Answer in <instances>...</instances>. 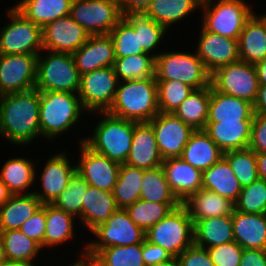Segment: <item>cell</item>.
Here are the masks:
<instances>
[{
    "label": "cell",
    "mask_w": 266,
    "mask_h": 266,
    "mask_svg": "<svg viewBox=\"0 0 266 266\" xmlns=\"http://www.w3.org/2000/svg\"><path fill=\"white\" fill-rule=\"evenodd\" d=\"M40 92L35 88L0 96V134L16 145L41 136Z\"/></svg>",
    "instance_id": "cell-1"
},
{
    "label": "cell",
    "mask_w": 266,
    "mask_h": 266,
    "mask_svg": "<svg viewBox=\"0 0 266 266\" xmlns=\"http://www.w3.org/2000/svg\"><path fill=\"white\" fill-rule=\"evenodd\" d=\"M238 49L240 60L250 64L266 58L265 15L253 13L247 19L238 37Z\"/></svg>",
    "instance_id": "cell-25"
},
{
    "label": "cell",
    "mask_w": 266,
    "mask_h": 266,
    "mask_svg": "<svg viewBox=\"0 0 266 266\" xmlns=\"http://www.w3.org/2000/svg\"><path fill=\"white\" fill-rule=\"evenodd\" d=\"M7 14L11 20L0 31V54L38 55L43 50L42 28L28 20L14 6Z\"/></svg>",
    "instance_id": "cell-9"
},
{
    "label": "cell",
    "mask_w": 266,
    "mask_h": 266,
    "mask_svg": "<svg viewBox=\"0 0 266 266\" xmlns=\"http://www.w3.org/2000/svg\"><path fill=\"white\" fill-rule=\"evenodd\" d=\"M92 233L98 238L86 244L88 256H95L101 249L108 246H126L143 243L145 231L138 227L129 217L125 209H118Z\"/></svg>",
    "instance_id": "cell-10"
},
{
    "label": "cell",
    "mask_w": 266,
    "mask_h": 266,
    "mask_svg": "<svg viewBox=\"0 0 266 266\" xmlns=\"http://www.w3.org/2000/svg\"><path fill=\"white\" fill-rule=\"evenodd\" d=\"M152 0H120V9L123 15L129 13H143Z\"/></svg>",
    "instance_id": "cell-56"
},
{
    "label": "cell",
    "mask_w": 266,
    "mask_h": 266,
    "mask_svg": "<svg viewBox=\"0 0 266 266\" xmlns=\"http://www.w3.org/2000/svg\"><path fill=\"white\" fill-rule=\"evenodd\" d=\"M162 163L163 158L159 152L152 126L148 122L137 123L125 164L148 170L159 167Z\"/></svg>",
    "instance_id": "cell-21"
},
{
    "label": "cell",
    "mask_w": 266,
    "mask_h": 266,
    "mask_svg": "<svg viewBox=\"0 0 266 266\" xmlns=\"http://www.w3.org/2000/svg\"><path fill=\"white\" fill-rule=\"evenodd\" d=\"M49 53L44 58L41 53L38 54L35 89L38 92L78 93L80 74L73 55L52 51Z\"/></svg>",
    "instance_id": "cell-5"
},
{
    "label": "cell",
    "mask_w": 266,
    "mask_h": 266,
    "mask_svg": "<svg viewBox=\"0 0 266 266\" xmlns=\"http://www.w3.org/2000/svg\"><path fill=\"white\" fill-rule=\"evenodd\" d=\"M253 104L216 91L211 86L207 122L253 121Z\"/></svg>",
    "instance_id": "cell-26"
},
{
    "label": "cell",
    "mask_w": 266,
    "mask_h": 266,
    "mask_svg": "<svg viewBox=\"0 0 266 266\" xmlns=\"http://www.w3.org/2000/svg\"><path fill=\"white\" fill-rule=\"evenodd\" d=\"M119 80L113 67L80 75L78 97L88 112H107L114 100Z\"/></svg>",
    "instance_id": "cell-13"
},
{
    "label": "cell",
    "mask_w": 266,
    "mask_h": 266,
    "mask_svg": "<svg viewBox=\"0 0 266 266\" xmlns=\"http://www.w3.org/2000/svg\"><path fill=\"white\" fill-rule=\"evenodd\" d=\"M35 164L26 158L7 160L0 172V179L8 187L12 195H20L35 180Z\"/></svg>",
    "instance_id": "cell-39"
},
{
    "label": "cell",
    "mask_w": 266,
    "mask_h": 266,
    "mask_svg": "<svg viewBox=\"0 0 266 266\" xmlns=\"http://www.w3.org/2000/svg\"><path fill=\"white\" fill-rule=\"evenodd\" d=\"M234 209L243 213L266 214V181L258 179L242 187Z\"/></svg>",
    "instance_id": "cell-49"
},
{
    "label": "cell",
    "mask_w": 266,
    "mask_h": 266,
    "mask_svg": "<svg viewBox=\"0 0 266 266\" xmlns=\"http://www.w3.org/2000/svg\"><path fill=\"white\" fill-rule=\"evenodd\" d=\"M148 123L154 130L158 149L163 160L181 157L185 145L195 131L174 113L159 112Z\"/></svg>",
    "instance_id": "cell-15"
},
{
    "label": "cell",
    "mask_w": 266,
    "mask_h": 266,
    "mask_svg": "<svg viewBox=\"0 0 266 266\" xmlns=\"http://www.w3.org/2000/svg\"><path fill=\"white\" fill-rule=\"evenodd\" d=\"M80 143L81 157L76 164V173L90 186L112 192L121 164L93 151L83 141Z\"/></svg>",
    "instance_id": "cell-16"
},
{
    "label": "cell",
    "mask_w": 266,
    "mask_h": 266,
    "mask_svg": "<svg viewBox=\"0 0 266 266\" xmlns=\"http://www.w3.org/2000/svg\"><path fill=\"white\" fill-rule=\"evenodd\" d=\"M233 236L243 249L266 250V214L233 210Z\"/></svg>",
    "instance_id": "cell-23"
},
{
    "label": "cell",
    "mask_w": 266,
    "mask_h": 266,
    "mask_svg": "<svg viewBox=\"0 0 266 266\" xmlns=\"http://www.w3.org/2000/svg\"><path fill=\"white\" fill-rule=\"evenodd\" d=\"M211 84L194 90L176 109L174 114L194 130H204L209 111Z\"/></svg>",
    "instance_id": "cell-35"
},
{
    "label": "cell",
    "mask_w": 266,
    "mask_h": 266,
    "mask_svg": "<svg viewBox=\"0 0 266 266\" xmlns=\"http://www.w3.org/2000/svg\"><path fill=\"white\" fill-rule=\"evenodd\" d=\"M118 209L112 192L89 185L84 194L82 214L79 218L92 232Z\"/></svg>",
    "instance_id": "cell-27"
},
{
    "label": "cell",
    "mask_w": 266,
    "mask_h": 266,
    "mask_svg": "<svg viewBox=\"0 0 266 266\" xmlns=\"http://www.w3.org/2000/svg\"><path fill=\"white\" fill-rule=\"evenodd\" d=\"M156 80H176L194 90L210 85L211 74L198 55L189 52H165L155 54Z\"/></svg>",
    "instance_id": "cell-7"
},
{
    "label": "cell",
    "mask_w": 266,
    "mask_h": 266,
    "mask_svg": "<svg viewBox=\"0 0 266 266\" xmlns=\"http://www.w3.org/2000/svg\"><path fill=\"white\" fill-rule=\"evenodd\" d=\"M114 45L115 58H122L137 54H148L139 48L138 32L123 17L109 34Z\"/></svg>",
    "instance_id": "cell-47"
},
{
    "label": "cell",
    "mask_w": 266,
    "mask_h": 266,
    "mask_svg": "<svg viewBox=\"0 0 266 266\" xmlns=\"http://www.w3.org/2000/svg\"><path fill=\"white\" fill-rule=\"evenodd\" d=\"M144 169L121 164L113 188V197L119 209H125L140 199Z\"/></svg>",
    "instance_id": "cell-37"
},
{
    "label": "cell",
    "mask_w": 266,
    "mask_h": 266,
    "mask_svg": "<svg viewBox=\"0 0 266 266\" xmlns=\"http://www.w3.org/2000/svg\"><path fill=\"white\" fill-rule=\"evenodd\" d=\"M42 205L33 192L12 195L0 208V231L19 230Z\"/></svg>",
    "instance_id": "cell-31"
},
{
    "label": "cell",
    "mask_w": 266,
    "mask_h": 266,
    "mask_svg": "<svg viewBox=\"0 0 266 266\" xmlns=\"http://www.w3.org/2000/svg\"><path fill=\"white\" fill-rule=\"evenodd\" d=\"M200 8L204 10L202 27L206 31L236 40L254 13L244 0H202Z\"/></svg>",
    "instance_id": "cell-8"
},
{
    "label": "cell",
    "mask_w": 266,
    "mask_h": 266,
    "mask_svg": "<svg viewBox=\"0 0 266 266\" xmlns=\"http://www.w3.org/2000/svg\"><path fill=\"white\" fill-rule=\"evenodd\" d=\"M140 199L157 203H181L170 189L162 166L144 170Z\"/></svg>",
    "instance_id": "cell-42"
},
{
    "label": "cell",
    "mask_w": 266,
    "mask_h": 266,
    "mask_svg": "<svg viewBox=\"0 0 266 266\" xmlns=\"http://www.w3.org/2000/svg\"><path fill=\"white\" fill-rule=\"evenodd\" d=\"M176 261L178 266H215L211 261L207 248L195 244L176 257Z\"/></svg>",
    "instance_id": "cell-52"
},
{
    "label": "cell",
    "mask_w": 266,
    "mask_h": 266,
    "mask_svg": "<svg viewBox=\"0 0 266 266\" xmlns=\"http://www.w3.org/2000/svg\"><path fill=\"white\" fill-rule=\"evenodd\" d=\"M73 0H21L14 5L28 20L43 28L57 18L70 15Z\"/></svg>",
    "instance_id": "cell-33"
},
{
    "label": "cell",
    "mask_w": 266,
    "mask_h": 266,
    "mask_svg": "<svg viewBox=\"0 0 266 266\" xmlns=\"http://www.w3.org/2000/svg\"><path fill=\"white\" fill-rule=\"evenodd\" d=\"M107 112L138 123L149 122L159 113L156 78L119 81Z\"/></svg>",
    "instance_id": "cell-2"
},
{
    "label": "cell",
    "mask_w": 266,
    "mask_h": 266,
    "mask_svg": "<svg viewBox=\"0 0 266 266\" xmlns=\"http://www.w3.org/2000/svg\"><path fill=\"white\" fill-rule=\"evenodd\" d=\"M8 261L5 256L4 243L0 235V266H6Z\"/></svg>",
    "instance_id": "cell-62"
},
{
    "label": "cell",
    "mask_w": 266,
    "mask_h": 266,
    "mask_svg": "<svg viewBox=\"0 0 266 266\" xmlns=\"http://www.w3.org/2000/svg\"><path fill=\"white\" fill-rule=\"evenodd\" d=\"M193 224L201 219L232 215L234 203L212 191L201 188L183 203Z\"/></svg>",
    "instance_id": "cell-28"
},
{
    "label": "cell",
    "mask_w": 266,
    "mask_h": 266,
    "mask_svg": "<svg viewBox=\"0 0 266 266\" xmlns=\"http://www.w3.org/2000/svg\"><path fill=\"white\" fill-rule=\"evenodd\" d=\"M6 266H30L27 264H7Z\"/></svg>",
    "instance_id": "cell-65"
},
{
    "label": "cell",
    "mask_w": 266,
    "mask_h": 266,
    "mask_svg": "<svg viewBox=\"0 0 266 266\" xmlns=\"http://www.w3.org/2000/svg\"><path fill=\"white\" fill-rule=\"evenodd\" d=\"M80 75L104 67H112L115 61L114 45L109 34L90 35L73 54Z\"/></svg>",
    "instance_id": "cell-20"
},
{
    "label": "cell",
    "mask_w": 266,
    "mask_h": 266,
    "mask_svg": "<svg viewBox=\"0 0 266 266\" xmlns=\"http://www.w3.org/2000/svg\"><path fill=\"white\" fill-rule=\"evenodd\" d=\"M252 122H207L204 131L223 152L241 150L249 146Z\"/></svg>",
    "instance_id": "cell-24"
},
{
    "label": "cell",
    "mask_w": 266,
    "mask_h": 266,
    "mask_svg": "<svg viewBox=\"0 0 266 266\" xmlns=\"http://www.w3.org/2000/svg\"><path fill=\"white\" fill-rule=\"evenodd\" d=\"M215 266H239L243 248L236 242H228L207 248Z\"/></svg>",
    "instance_id": "cell-50"
},
{
    "label": "cell",
    "mask_w": 266,
    "mask_h": 266,
    "mask_svg": "<svg viewBox=\"0 0 266 266\" xmlns=\"http://www.w3.org/2000/svg\"><path fill=\"white\" fill-rule=\"evenodd\" d=\"M254 114L266 115V84L259 85L256 100L253 104Z\"/></svg>",
    "instance_id": "cell-57"
},
{
    "label": "cell",
    "mask_w": 266,
    "mask_h": 266,
    "mask_svg": "<svg viewBox=\"0 0 266 266\" xmlns=\"http://www.w3.org/2000/svg\"><path fill=\"white\" fill-rule=\"evenodd\" d=\"M182 203H157L139 199L125 208L130 219L145 232Z\"/></svg>",
    "instance_id": "cell-41"
},
{
    "label": "cell",
    "mask_w": 266,
    "mask_h": 266,
    "mask_svg": "<svg viewBox=\"0 0 266 266\" xmlns=\"http://www.w3.org/2000/svg\"><path fill=\"white\" fill-rule=\"evenodd\" d=\"M12 193L8 190V187L0 179V208L10 199Z\"/></svg>",
    "instance_id": "cell-60"
},
{
    "label": "cell",
    "mask_w": 266,
    "mask_h": 266,
    "mask_svg": "<svg viewBox=\"0 0 266 266\" xmlns=\"http://www.w3.org/2000/svg\"><path fill=\"white\" fill-rule=\"evenodd\" d=\"M201 29L196 54L210 74L221 66L240 60L238 40Z\"/></svg>",
    "instance_id": "cell-18"
},
{
    "label": "cell",
    "mask_w": 266,
    "mask_h": 266,
    "mask_svg": "<svg viewBox=\"0 0 266 266\" xmlns=\"http://www.w3.org/2000/svg\"><path fill=\"white\" fill-rule=\"evenodd\" d=\"M145 239L161 246L173 258L194 244L193 221L183 204L174 208L165 218L150 227Z\"/></svg>",
    "instance_id": "cell-6"
},
{
    "label": "cell",
    "mask_w": 266,
    "mask_h": 266,
    "mask_svg": "<svg viewBox=\"0 0 266 266\" xmlns=\"http://www.w3.org/2000/svg\"><path fill=\"white\" fill-rule=\"evenodd\" d=\"M90 34L70 15L57 18L42 28L43 50L73 54Z\"/></svg>",
    "instance_id": "cell-17"
},
{
    "label": "cell",
    "mask_w": 266,
    "mask_h": 266,
    "mask_svg": "<svg viewBox=\"0 0 266 266\" xmlns=\"http://www.w3.org/2000/svg\"><path fill=\"white\" fill-rule=\"evenodd\" d=\"M74 217L72 214L57 209L52 204H45L46 230L44 247L56 246L74 236Z\"/></svg>",
    "instance_id": "cell-38"
},
{
    "label": "cell",
    "mask_w": 266,
    "mask_h": 266,
    "mask_svg": "<svg viewBox=\"0 0 266 266\" xmlns=\"http://www.w3.org/2000/svg\"><path fill=\"white\" fill-rule=\"evenodd\" d=\"M159 112L174 113L194 89L176 80H156Z\"/></svg>",
    "instance_id": "cell-46"
},
{
    "label": "cell",
    "mask_w": 266,
    "mask_h": 266,
    "mask_svg": "<svg viewBox=\"0 0 266 266\" xmlns=\"http://www.w3.org/2000/svg\"><path fill=\"white\" fill-rule=\"evenodd\" d=\"M254 153H266V115L254 114L249 146Z\"/></svg>",
    "instance_id": "cell-53"
},
{
    "label": "cell",
    "mask_w": 266,
    "mask_h": 266,
    "mask_svg": "<svg viewBox=\"0 0 266 266\" xmlns=\"http://www.w3.org/2000/svg\"><path fill=\"white\" fill-rule=\"evenodd\" d=\"M103 266H146L142 258V243L108 246L94 256Z\"/></svg>",
    "instance_id": "cell-45"
},
{
    "label": "cell",
    "mask_w": 266,
    "mask_h": 266,
    "mask_svg": "<svg viewBox=\"0 0 266 266\" xmlns=\"http://www.w3.org/2000/svg\"><path fill=\"white\" fill-rule=\"evenodd\" d=\"M194 227V244L210 248L234 241L232 215L205 218L196 221Z\"/></svg>",
    "instance_id": "cell-32"
},
{
    "label": "cell",
    "mask_w": 266,
    "mask_h": 266,
    "mask_svg": "<svg viewBox=\"0 0 266 266\" xmlns=\"http://www.w3.org/2000/svg\"><path fill=\"white\" fill-rule=\"evenodd\" d=\"M201 5L202 0H152L143 14L168 30Z\"/></svg>",
    "instance_id": "cell-34"
},
{
    "label": "cell",
    "mask_w": 266,
    "mask_h": 266,
    "mask_svg": "<svg viewBox=\"0 0 266 266\" xmlns=\"http://www.w3.org/2000/svg\"><path fill=\"white\" fill-rule=\"evenodd\" d=\"M202 188L212 191L235 203L242 190L230 165L224 157L202 171Z\"/></svg>",
    "instance_id": "cell-30"
},
{
    "label": "cell",
    "mask_w": 266,
    "mask_h": 266,
    "mask_svg": "<svg viewBox=\"0 0 266 266\" xmlns=\"http://www.w3.org/2000/svg\"><path fill=\"white\" fill-rule=\"evenodd\" d=\"M70 16L90 35H106L123 18L118 0H73Z\"/></svg>",
    "instance_id": "cell-12"
},
{
    "label": "cell",
    "mask_w": 266,
    "mask_h": 266,
    "mask_svg": "<svg viewBox=\"0 0 266 266\" xmlns=\"http://www.w3.org/2000/svg\"><path fill=\"white\" fill-rule=\"evenodd\" d=\"M91 266H103L94 256H91Z\"/></svg>",
    "instance_id": "cell-64"
},
{
    "label": "cell",
    "mask_w": 266,
    "mask_h": 266,
    "mask_svg": "<svg viewBox=\"0 0 266 266\" xmlns=\"http://www.w3.org/2000/svg\"><path fill=\"white\" fill-rule=\"evenodd\" d=\"M69 266H91V256H88L86 252L81 254V259Z\"/></svg>",
    "instance_id": "cell-61"
},
{
    "label": "cell",
    "mask_w": 266,
    "mask_h": 266,
    "mask_svg": "<svg viewBox=\"0 0 266 266\" xmlns=\"http://www.w3.org/2000/svg\"><path fill=\"white\" fill-rule=\"evenodd\" d=\"M66 156V152L57 153L44 165L40 178L43 191H33L42 204H53L76 173V166H70Z\"/></svg>",
    "instance_id": "cell-19"
},
{
    "label": "cell",
    "mask_w": 266,
    "mask_h": 266,
    "mask_svg": "<svg viewBox=\"0 0 266 266\" xmlns=\"http://www.w3.org/2000/svg\"><path fill=\"white\" fill-rule=\"evenodd\" d=\"M239 266H266V250L243 249Z\"/></svg>",
    "instance_id": "cell-55"
},
{
    "label": "cell",
    "mask_w": 266,
    "mask_h": 266,
    "mask_svg": "<svg viewBox=\"0 0 266 266\" xmlns=\"http://www.w3.org/2000/svg\"><path fill=\"white\" fill-rule=\"evenodd\" d=\"M99 113L103 115V119L96 124L93 135L82 141L93 151L119 164H125L132 145L134 127L138 122L119 118L108 112Z\"/></svg>",
    "instance_id": "cell-4"
},
{
    "label": "cell",
    "mask_w": 266,
    "mask_h": 266,
    "mask_svg": "<svg viewBox=\"0 0 266 266\" xmlns=\"http://www.w3.org/2000/svg\"><path fill=\"white\" fill-rule=\"evenodd\" d=\"M259 85L266 84V58L254 64Z\"/></svg>",
    "instance_id": "cell-59"
},
{
    "label": "cell",
    "mask_w": 266,
    "mask_h": 266,
    "mask_svg": "<svg viewBox=\"0 0 266 266\" xmlns=\"http://www.w3.org/2000/svg\"><path fill=\"white\" fill-rule=\"evenodd\" d=\"M142 258L146 266L163 264L173 259V256L161 246L155 245L146 239L142 243Z\"/></svg>",
    "instance_id": "cell-54"
},
{
    "label": "cell",
    "mask_w": 266,
    "mask_h": 266,
    "mask_svg": "<svg viewBox=\"0 0 266 266\" xmlns=\"http://www.w3.org/2000/svg\"><path fill=\"white\" fill-rule=\"evenodd\" d=\"M259 179L266 181V153H255Z\"/></svg>",
    "instance_id": "cell-58"
},
{
    "label": "cell",
    "mask_w": 266,
    "mask_h": 266,
    "mask_svg": "<svg viewBox=\"0 0 266 266\" xmlns=\"http://www.w3.org/2000/svg\"><path fill=\"white\" fill-rule=\"evenodd\" d=\"M123 17L133 26L134 32H138L139 48L151 54L150 52L160 43L167 29L143 13H129Z\"/></svg>",
    "instance_id": "cell-43"
},
{
    "label": "cell",
    "mask_w": 266,
    "mask_h": 266,
    "mask_svg": "<svg viewBox=\"0 0 266 266\" xmlns=\"http://www.w3.org/2000/svg\"><path fill=\"white\" fill-rule=\"evenodd\" d=\"M161 166L171 191L181 203L202 188V171L181 157L164 159Z\"/></svg>",
    "instance_id": "cell-22"
},
{
    "label": "cell",
    "mask_w": 266,
    "mask_h": 266,
    "mask_svg": "<svg viewBox=\"0 0 266 266\" xmlns=\"http://www.w3.org/2000/svg\"><path fill=\"white\" fill-rule=\"evenodd\" d=\"M223 151L204 130H195L183 149L181 158L191 166L204 171L223 157Z\"/></svg>",
    "instance_id": "cell-29"
},
{
    "label": "cell",
    "mask_w": 266,
    "mask_h": 266,
    "mask_svg": "<svg viewBox=\"0 0 266 266\" xmlns=\"http://www.w3.org/2000/svg\"><path fill=\"white\" fill-rule=\"evenodd\" d=\"M149 266H178L176 258H173L169 262L163 264L149 265Z\"/></svg>",
    "instance_id": "cell-63"
},
{
    "label": "cell",
    "mask_w": 266,
    "mask_h": 266,
    "mask_svg": "<svg viewBox=\"0 0 266 266\" xmlns=\"http://www.w3.org/2000/svg\"><path fill=\"white\" fill-rule=\"evenodd\" d=\"M38 55L0 54V96L35 88Z\"/></svg>",
    "instance_id": "cell-14"
},
{
    "label": "cell",
    "mask_w": 266,
    "mask_h": 266,
    "mask_svg": "<svg viewBox=\"0 0 266 266\" xmlns=\"http://www.w3.org/2000/svg\"><path fill=\"white\" fill-rule=\"evenodd\" d=\"M210 84L223 94L254 104L258 93V78L254 64L238 60L211 73Z\"/></svg>",
    "instance_id": "cell-11"
},
{
    "label": "cell",
    "mask_w": 266,
    "mask_h": 266,
    "mask_svg": "<svg viewBox=\"0 0 266 266\" xmlns=\"http://www.w3.org/2000/svg\"><path fill=\"white\" fill-rule=\"evenodd\" d=\"M77 95L72 92H40L39 126L41 135L52 140L68 131L79 121L82 112H86V110Z\"/></svg>",
    "instance_id": "cell-3"
},
{
    "label": "cell",
    "mask_w": 266,
    "mask_h": 266,
    "mask_svg": "<svg viewBox=\"0 0 266 266\" xmlns=\"http://www.w3.org/2000/svg\"><path fill=\"white\" fill-rule=\"evenodd\" d=\"M89 184L78 173H75L70 179L66 189L59 195L56 201L52 204L57 209L63 210L73 216H81L82 202L84 194L88 189Z\"/></svg>",
    "instance_id": "cell-48"
},
{
    "label": "cell",
    "mask_w": 266,
    "mask_h": 266,
    "mask_svg": "<svg viewBox=\"0 0 266 266\" xmlns=\"http://www.w3.org/2000/svg\"><path fill=\"white\" fill-rule=\"evenodd\" d=\"M152 54H137L116 58L112 67L118 80L130 81L155 77L156 55Z\"/></svg>",
    "instance_id": "cell-40"
},
{
    "label": "cell",
    "mask_w": 266,
    "mask_h": 266,
    "mask_svg": "<svg viewBox=\"0 0 266 266\" xmlns=\"http://www.w3.org/2000/svg\"><path fill=\"white\" fill-rule=\"evenodd\" d=\"M223 157L242 187L259 179L256 156L250 148L227 151Z\"/></svg>",
    "instance_id": "cell-44"
},
{
    "label": "cell",
    "mask_w": 266,
    "mask_h": 266,
    "mask_svg": "<svg viewBox=\"0 0 266 266\" xmlns=\"http://www.w3.org/2000/svg\"><path fill=\"white\" fill-rule=\"evenodd\" d=\"M19 230L27 237L38 242L41 247H44V234L46 230V218H45V204L31 216Z\"/></svg>",
    "instance_id": "cell-51"
},
{
    "label": "cell",
    "mask_w": 266,
    "mask_h": 266,
    "mask_svg": "<svg viewBox=\"0 0 266 266\" xmlns=\"http://www.w3.org/2000/svg\"><path fill=\"white\" fill-rule=\"evenodd\" d=\"M0 235L8 264L34 266L32 261L42 248L38 242L27 237L20 230L0 231Z\"/></svg>",
    "instance_id": "cell-36"
}]
</instances>
